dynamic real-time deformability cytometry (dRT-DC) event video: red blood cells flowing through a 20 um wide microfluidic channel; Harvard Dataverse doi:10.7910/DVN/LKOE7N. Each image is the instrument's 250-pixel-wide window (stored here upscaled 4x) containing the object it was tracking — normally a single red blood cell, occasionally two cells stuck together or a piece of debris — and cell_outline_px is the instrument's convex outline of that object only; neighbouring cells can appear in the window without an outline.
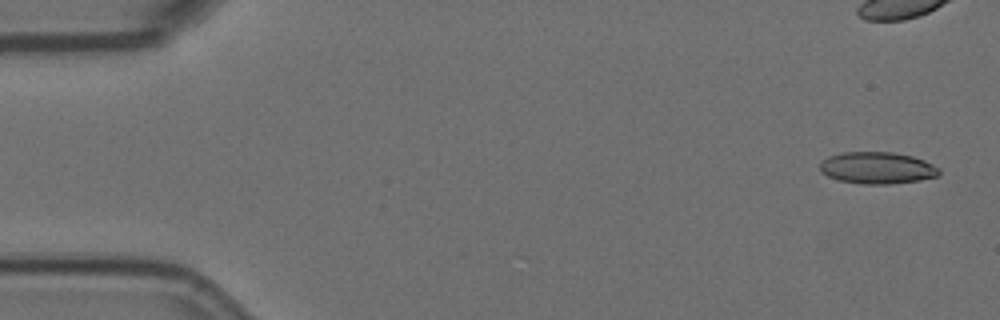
{"species": "Egyptian fruit bat (a non-hibernating species)", "species_latin": "Rousettus aegyptiacus", "temperature_condition": "room temperature", "stored_images_in_passage": 6, "camera_frame_rate_fps": 3000, "um_per_image_px": 0.085, "animal": {"sex": "female"}, "frame": {"image": 1, "passage_image": 1, "time_ms": 0.0, "image_size_px": [1000, 320], "cell_outline_px": [[940, 172], [936, 176], [920, 180], [888, 184], [864, 184], [840, 180], [828, 176], [820, 172], [820, 164], [828, 156], [844, 152], [892, 152], [912, 156], [924, 160], [940, 168]], "centroid_in_image_um": [74.57, 14.27], "position_along_channel_um": 10.4, "area_um2": 21.96}}